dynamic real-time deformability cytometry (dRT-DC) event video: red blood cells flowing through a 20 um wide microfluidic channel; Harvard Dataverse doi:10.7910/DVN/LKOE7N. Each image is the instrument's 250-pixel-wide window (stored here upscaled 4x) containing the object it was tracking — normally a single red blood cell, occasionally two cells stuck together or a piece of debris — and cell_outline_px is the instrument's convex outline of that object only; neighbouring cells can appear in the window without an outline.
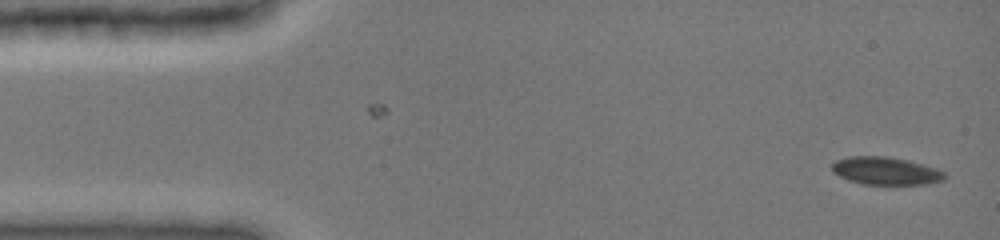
{"species": "common noctule bat (a hibernating species)", "species_latin": "Nyctalus noctula", "temperature_condition": "cold", "stored_images_in_passage": 14, "camera_frame_rate_fps": 3000, "um_per_image_px": 0.085, "animal": {"sex": "female", "body_mass_g": 19.0, "forearm_length_mm": 51.5}, "frame": {"image": 1, "passage_image": 1, "time_ms": 0.0, "image_size_px": [1000, 240], "cell_outline_px": [[948, 176], [944, 180], [928, 184], [860, 184], [848, 180], [832, 172], [832, 164], [836, 160], [848, 156], [888, 156], [908, 160], [936, 168], [944, 172]], "centroid_in_image_um": [75.29, 14.52], "position_along_channel_um": 9.7, "area_um2": 18.38}}
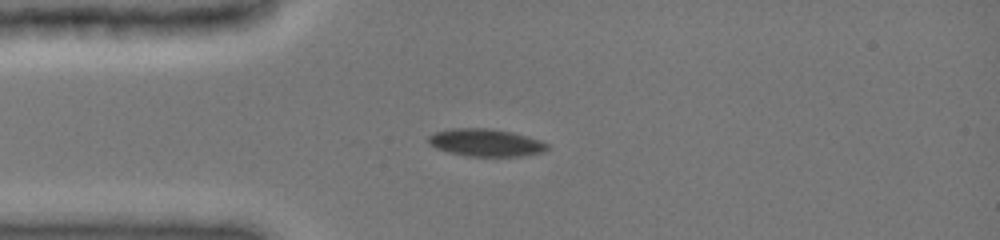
{"frame": {"image": 2, "passage_image": 8, "time_ms": 3.333, "image_size_px": [1000, 240], "cell_outline_px": [[548, 148], [544, 152], [524, 156], [468, 156], [448, 152], [436, 148], [428, 144], [428, 136], [436, 132], [452, 128], [488, 128], [512, 132], [528, 136], [540, 140], [548, 144]], "centroid_in_image_um": [41.3, 12.12], "position_along_channel_um": 43.7, "area_um2": 19.13}}
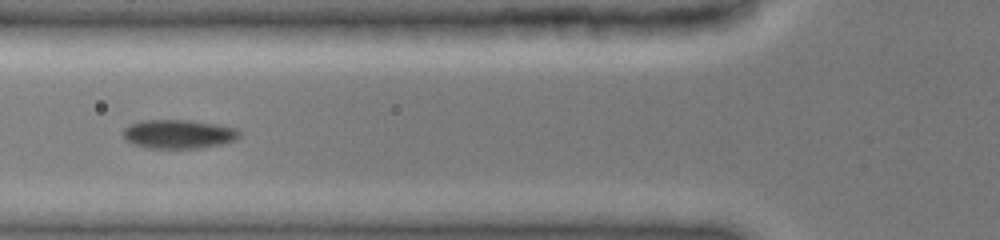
{"frame": {"image": 3, "passage_image": 12, "time_ms": 5.333, "image_size_px": [1000, 240], "cell_outline_px": [[240, 136], [236, 140], [224, 144], [200, 148], [148, 148], [132, 144], [124, 140], [124, 128], [128, 124], [140, 120], [192, 120], [216, 124], [236, 128], [240, 132]], "centroid_in_image_um": [15.17, 11.39], "position_along_channel_um": 110.6, "area_um2": 19.88}}